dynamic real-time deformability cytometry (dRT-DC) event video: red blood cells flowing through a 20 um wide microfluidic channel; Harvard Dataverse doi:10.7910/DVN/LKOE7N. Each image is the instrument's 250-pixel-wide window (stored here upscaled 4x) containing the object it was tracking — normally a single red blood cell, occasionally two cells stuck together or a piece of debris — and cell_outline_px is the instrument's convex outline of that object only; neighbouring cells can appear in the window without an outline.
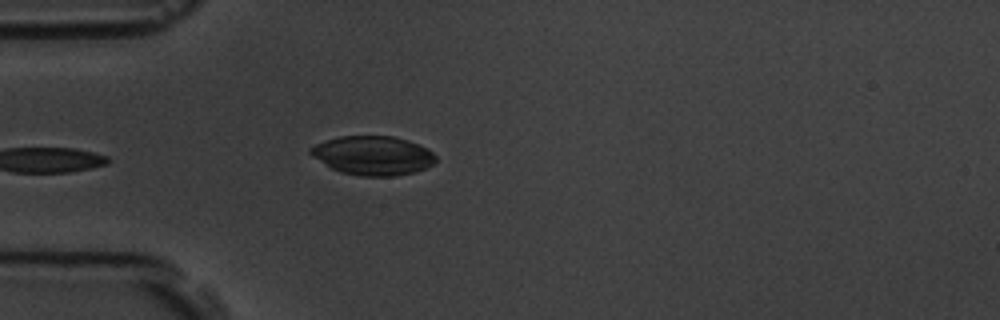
{"species": "common noctule bat (a hibernating species)", "species_latin": "Nyctalus noctula", "temperature_condition": "room temperature", "stored_images_in_passage": 6, "camera_frame_rate_fps": 3000, "um_per_image_px": 0.085, "animal": {"sex": "male", "body_mass_g": 19.5, "forearm_length_mm": 54.6}, "frame": {"image": 1, "passage_image": 6, "time_ms": 6.0, "image_size_px": [1000, 320], "cell_outline_px": [[436, 160], [432, 164], [424, 168], [412, 172], [396, 176], [360, 176], [340, 172], [332, 168], [312, 156], [308, 152], [308, 148], [316, 144], [340, 136], [392, 136], [408, 140], [420, 144], [428, 148], [436, 156]], "centroid_in_image_um": [31.7, 13.21], "position_along_channel_um": 53.3, "area_um2": 28.44}}